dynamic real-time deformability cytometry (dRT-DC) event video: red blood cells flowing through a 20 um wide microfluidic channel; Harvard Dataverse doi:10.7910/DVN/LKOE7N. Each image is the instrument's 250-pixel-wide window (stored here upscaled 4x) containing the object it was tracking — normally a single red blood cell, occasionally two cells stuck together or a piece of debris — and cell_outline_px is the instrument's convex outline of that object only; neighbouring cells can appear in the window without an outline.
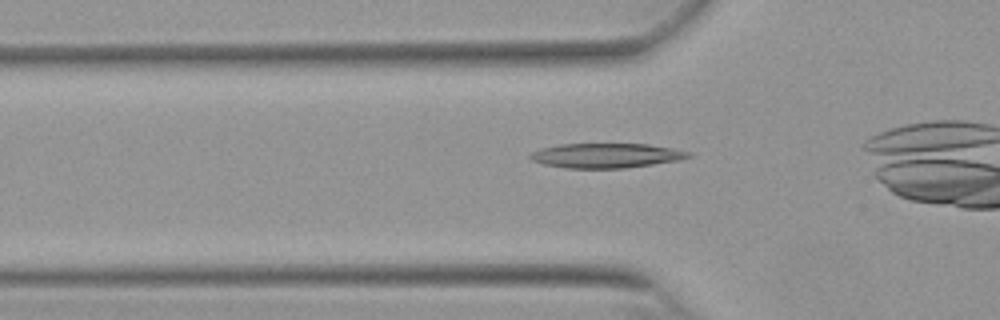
{"species": "Egyptian fruit bat (a non-hibernating species)", "species_latin": "Rousettus aegyptiacus", "temperature_condition": "warm", "stored_images_in_passage": 37, "camera_frame_rate_fps": 3000, "um_per_image_px": 0.085, "animal": {"sex": "female"}, "frame": {"image": 1, "passage_image": 12, "time_ms": 3.667, "image_size_px": [1000, 320], "cell_outline_px": [[692, 156], [680, 160], [624, 168], [564, 168], [544, 164], [532, 160], [528, 156], [532, 152], [540, 148], [560, 144], [648, 144], [672, 148], [692, 152]], "centroid_in_image_um": [51.53, 13.22], "position_along_channel_um": 74.3, "area_um2": 22.72}}
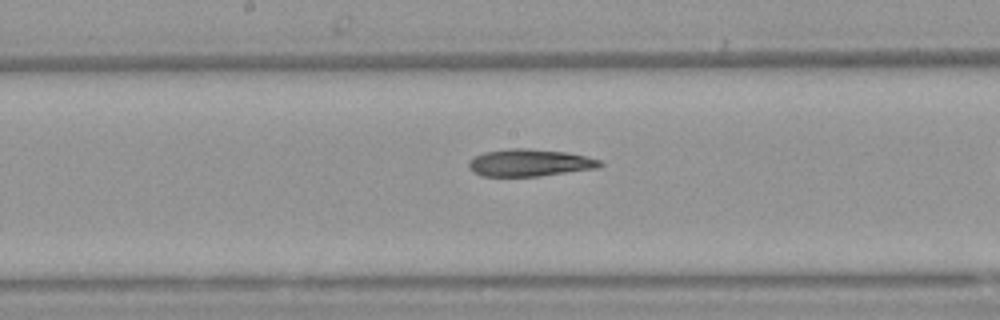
{"frame": {"image": 2, "passage_image": 22, "time_ms": 7.0, "image_size_px": [1000, 320], "cell_outline_px": [[604, 164], [600, 168], [540, 176], [480, 176], [472, 172], [468, 168], [468, 160], [484, 152], [512, 148], [528, 148], [568, 152], [600, 160]], "centroid_in_image_um": [45.02, 13.84], "position_along_channel_um": 203.2, "area_um2": 21.04}}
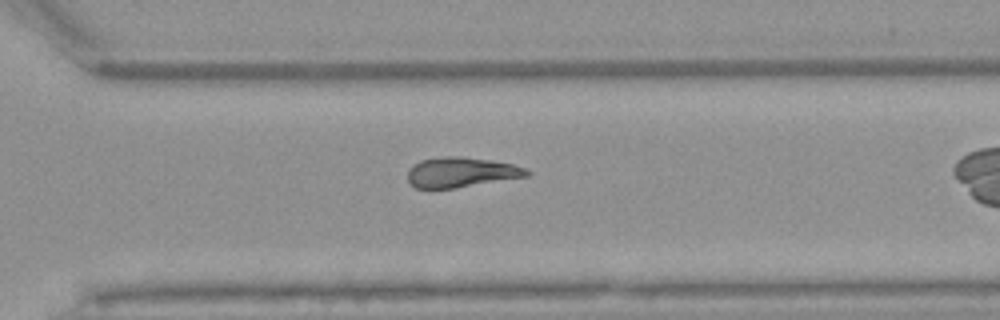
{"frame": {"image": 3, "passage_image": 32, "time_ms": 10.333, "image_size_px": [1000, 320], "cell_outline_px": [[532, 172], [528, 176], [432, 192], [416, 188], [408, 184], [408, 168], [412, 164], [420, 160], [444, 156], [460, 156], [492, 160], [512, 164], [528, 168]], "centroid_in_image_um": [39.13, 14.68], "position_along_channel_um": 331.5, "area_um2": 21.73}}